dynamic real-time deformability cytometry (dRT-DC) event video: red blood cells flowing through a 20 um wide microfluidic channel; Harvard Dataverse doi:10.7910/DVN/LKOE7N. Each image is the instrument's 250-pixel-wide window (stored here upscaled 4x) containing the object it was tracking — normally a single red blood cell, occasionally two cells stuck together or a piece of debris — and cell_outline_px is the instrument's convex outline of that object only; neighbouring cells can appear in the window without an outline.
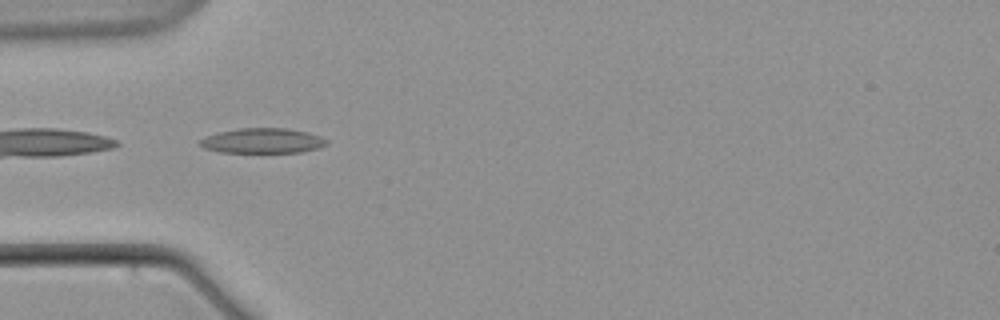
{"species": "common noctule bat (a hibernating species)", "species_latin": "Nyctalus noctula", "temperature_condition": "warm", "stored_images_in_passage": 8, "camera_frame_rate_fps": 3000, "um_per_image_px": 0.085, "animal": {"sex": "male", "body_mass_g": 21.5, "forearm_length_mm": 52.0}, "frame": {"image": 1, "passage_image": 6, "time_ms": 7.0, "image_size_px": [1000, 320], "cell_outline_px": [[328, 144], [316, 148], [300, 152], [220, 152], [204, 148], [200, 144], [200, 140], [208, 136], [220, 132], [236, 128], [288, 128], [308, 132], [320, 136], [328, 140]], "centroid_in_image_um": [22.35, 11.95], "position_along_channel_um": 62.7, "area_um2": 18.32}}